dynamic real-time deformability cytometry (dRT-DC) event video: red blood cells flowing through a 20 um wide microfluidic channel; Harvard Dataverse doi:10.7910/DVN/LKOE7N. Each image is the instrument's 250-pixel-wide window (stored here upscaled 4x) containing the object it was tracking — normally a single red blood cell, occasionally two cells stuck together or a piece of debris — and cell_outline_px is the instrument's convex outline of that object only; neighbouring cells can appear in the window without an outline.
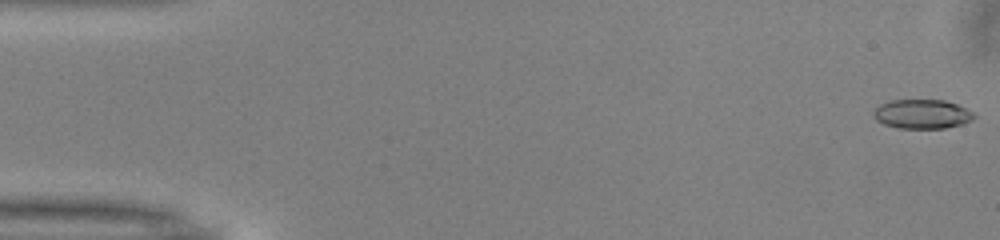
{"species": "common noctule bat (a hibernating species)", "species_latin": "Nyctalus noctula", "temperature_condition": "warm", "stored_images_in_passage": 51, "camera_frame_rate_fps": 3000, "um_per_image_px": 0.085, "animal": {"sex": "male", "body_mass_g": 13.0, "forearm_length_mm": 53.1}, "frame": {"image": 1, "passage_image": 1, "time_ms": 0.0, "image_size_px": [1000, 240], "cell_outline_px": [[976, 116], [972, 120], [964, 124], [944, 128], [896, 128], [884, 124], [876, 120], [872, 116], [872, 112], [880, 104], [892, 100], [944, 100], [956, 104], [972, 112]], "centroid_in_image_um": [78.36, 9.7], "position_along_channel_um": 6.6, "area_um2": 17.17}}
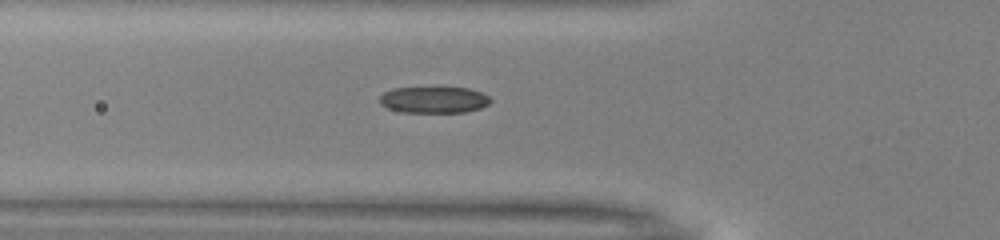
{"frame": {"image": 2, "passage_image": 18, "time_ms": 5.667, "image_size_px": [1000, 240], "cell_outline_px": [[492, 100], [488, 104], [480, 108], [464, 112], [404, 112], [388, 108], [380, 104], [380, 96], [384, 92], [392, 88], [468, 88], [480, 92], [488, 96]], "centroid_in_image_um": [36.87, 8.48], "position_along_channel_um": 88.9, "area_um2": 16.88}}
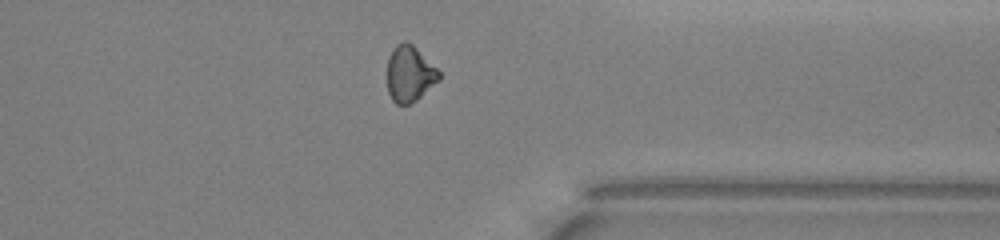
{"frame": {"image": 3, "passage_image": 40, "time_ms": 13.0, "image_size_px": [1000, 240], "cell_outline_px": [[440, 80], [416, 100], [408, 104], [396, 104], [392, 100], [388, 92], [388, 56], [396, 44], [404, 40], [408, 40], [440, 72]], "centroid_in_image_um": [34.81, 6.26], "position_along_channel_um": 376.6, "area_um2": 16.82}, "authors_computed_cell_mechanics": {"area_um2": 17.3978, "velocity_mm_per_s": 4.0216, "shape_relaxation_time_tau1_ms": 8.1734, "shape_relaxation_time_tau2_ms": 5.9203, "deformation_change_tau1": 0.199, "deformation_change_tau2": 0.1142}}